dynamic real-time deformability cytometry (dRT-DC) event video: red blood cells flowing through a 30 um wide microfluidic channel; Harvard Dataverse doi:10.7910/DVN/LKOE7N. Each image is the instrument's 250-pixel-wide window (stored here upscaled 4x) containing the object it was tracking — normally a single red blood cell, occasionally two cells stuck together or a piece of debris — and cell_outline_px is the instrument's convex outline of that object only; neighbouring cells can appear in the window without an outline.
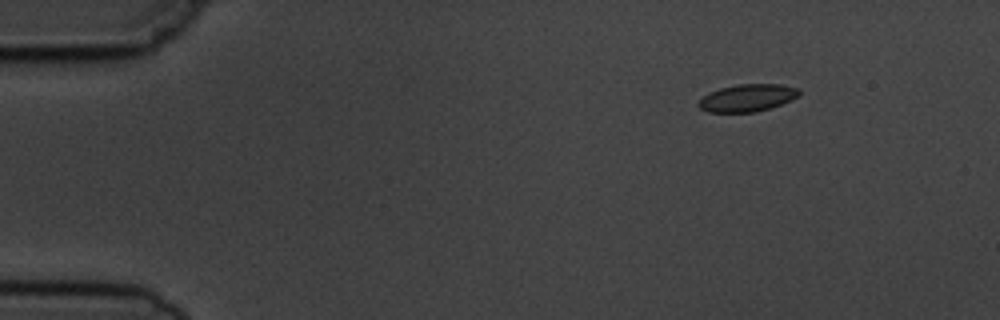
{"species": "common noctule bat (a hibernating species)", "species_latin": "Nyctalus noctula", "temperature_condition": "cold", "stored_images_in_passage": 3, "camera_frame_rate_fps": 3000, "um_per_image_px": 0.085, "animal": {"sex": "male", "body_mass_g": 19.5, "forearm_length_mm": 54.6}, "frame": {"image": 1, "passage_image": 1, "time_ms": 0.0, "image_size_px": [1000, 320], "cell_outline_px": [[800, 96], [780, 104], [756, 112], [708, 112], [700, 108], [696, 104], [708, 92], [720, 88], [736, 84], [780, 84], [800, 88]], "centroid_in_image_um": [63.52, 8.31], "position_along_channel_um": 21.5, "area_um2": 16.07}}
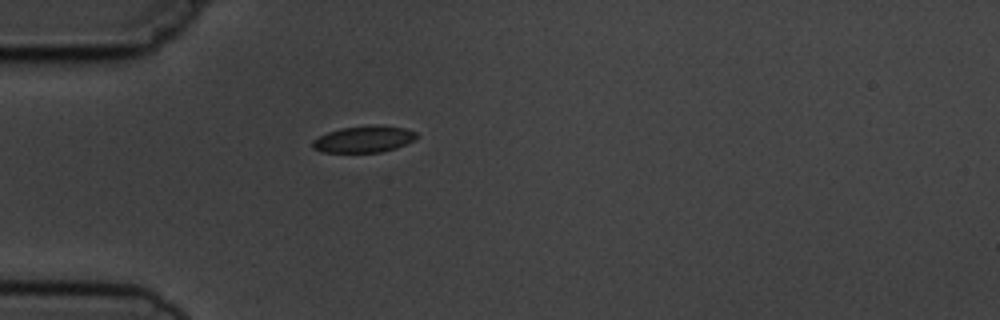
{"frame": {"image": 2, "passage_image": 3, "time_ms": 3.0, "image_size_px": [1000, 320], "cell_outline_px": [[416, 140], [396, 148], [380, 152], [320, 152], [312, 148], [312, 140], [328, 132], [340, 128], [404, 128], [416, 132]], "centroid_in_image_um": [30.87, 11.89], "position_along_channel_um": 54.1, "area_um2": 15.26}}